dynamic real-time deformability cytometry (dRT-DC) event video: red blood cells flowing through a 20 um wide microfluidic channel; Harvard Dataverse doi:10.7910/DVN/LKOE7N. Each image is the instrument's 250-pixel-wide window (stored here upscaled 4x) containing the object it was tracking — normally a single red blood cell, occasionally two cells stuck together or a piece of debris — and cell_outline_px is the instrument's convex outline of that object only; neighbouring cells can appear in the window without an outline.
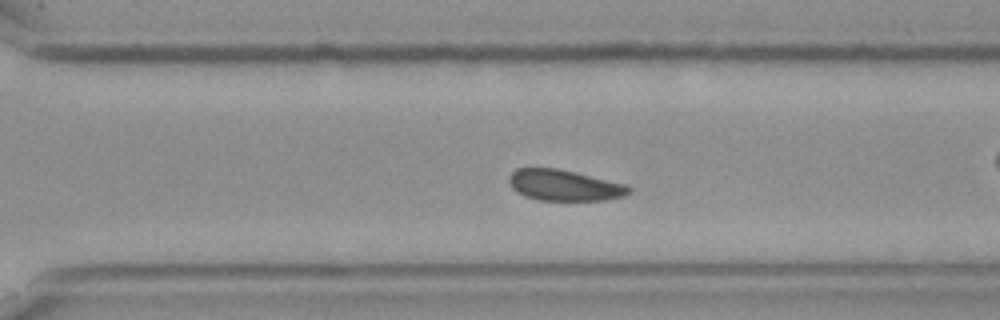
{"species": "Egyptian fruit bat (a non-hibernating species)", "species_latin": "Rousettus aegyptiacus", "temperature_condition": "cold", "stored_images_in_passage": 45, "camera_frame_rate_fps": 3000, "um_per_image_px": 0.085, "frame": {"image": 1, "passage_image": 32, "time_ms": 10.333, "image_size_px": [1000, 320], "cell_outline_px": [[632, 188], [624, 196], [604, 200], [540, 200], [524, 196], [516, 192], [512, 188], [508, 180], [508, 176], [516, 168], [556, 168], [624, 184]], "centroid_in_image_um": [47.89, 15.75], "position_along_channel_um": 322.7, "area_um2": 21.39}}